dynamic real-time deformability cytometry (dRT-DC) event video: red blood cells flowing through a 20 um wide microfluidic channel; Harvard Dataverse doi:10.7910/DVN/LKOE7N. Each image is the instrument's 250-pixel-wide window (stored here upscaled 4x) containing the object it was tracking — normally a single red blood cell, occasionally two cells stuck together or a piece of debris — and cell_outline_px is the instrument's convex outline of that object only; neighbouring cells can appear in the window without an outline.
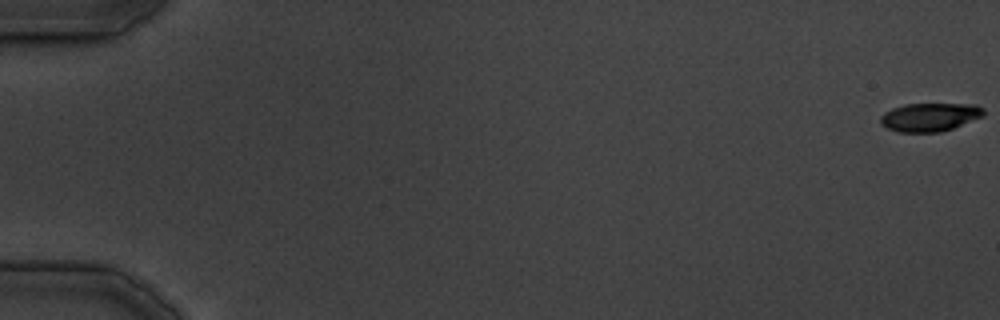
{"species": "common noctule bat (a hibernating species)", "species_latin": "Nyctalus noctula", "temperature_condition": "cold", "stored_images_in_passage": 23, "camera_frame_rate_fps": 3000, "um_per_image_px": 0.085, "animal": {"sex": "male", "body_mass_g": 19.5, "forearm_length_mm": 54.6}, "frame": {"image": 1, "passage_image": 1, "time_ms": 0.0, "image_size_px": [1000, 320], "cell_outline_px": [[984, 116], [952, 128], [940, 132], [896, 132], [880, 124], [880, 116], [884, 112], [892, 108], [904, 104], [976, 104], [984, 108]], "centroid_in_image_um": [79.02, 9.95], "position_along_channel_um": 6.0, "area_um2": 17.17}}
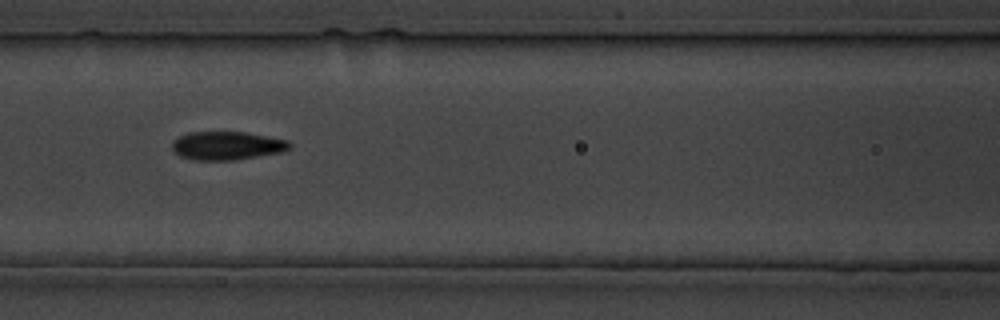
{"frame": {"image": 2, "passage_image": 19, "time_ms": 21.333, "image_size_px": [1000, 320], "cell_outline_px": [[292, 148], [284, 152], [232, 160], [192, 160], [180, 156], [172, 148], [172, 140], [188, 132], [244, 132], [288, 140], [292, 144]], "centroid_in_image_um": [19.31, 12.38], "position_along_channel_um": 147.3, "area_um2": 19.54}}
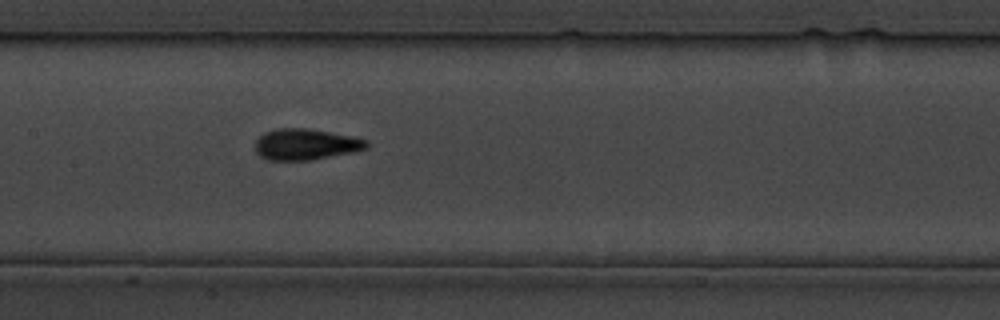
{"frame": {"image": 3, "passage_image": 21, "time_ms": 23.667, "image_size_px": [1000, 320], "cell_outline_px": [[368, 148], [352, 152], [312, 160], [268, 160], [260, 156], [256, 152], [256, 140], [264, 132], [280, 128], [308, 128], [352, 136], [368, 140]], "centroid_in_image_um": [25.99, 12.27], "position_along_channel_um": 181.4, "area_um2": 20.17}}